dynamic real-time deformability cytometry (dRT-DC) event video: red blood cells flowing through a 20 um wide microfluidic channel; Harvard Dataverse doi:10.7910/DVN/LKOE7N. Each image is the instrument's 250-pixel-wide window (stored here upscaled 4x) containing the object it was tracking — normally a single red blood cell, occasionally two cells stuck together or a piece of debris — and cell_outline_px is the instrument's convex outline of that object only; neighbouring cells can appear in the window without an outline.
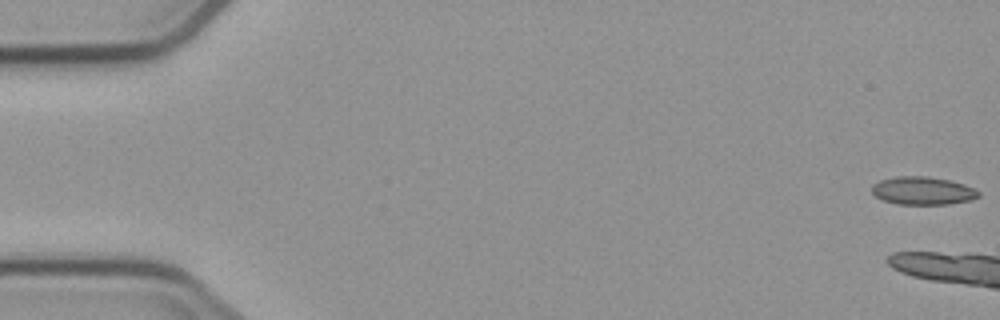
{"species": "common noctule bat (a hibernating species)", "species_latin": "Nyctalus noctula", "temperature_condition": "cold", "stored_images_in_passage": 6, "camera_frame_rate_fps": 3000, "um_per_image_px": 0.085, "animal": {"sex": "male", "body_mass_g": 23.1, "forearm_length_mm": 52.7}, "frame": {"image": 1, "passage_image": 1, "time_ms": 0.0, "image_size_px": [1000, 320], "cell_outline_px": [[980, 196], [972, 200], [948, 204], [896, 204], [884, 200], [876, 196], [872, 192], [872, 184], [880, 180], [896, 176], [928, 176], [948, 180], [964, 184], [980, 192]], "centroid_in_image_um": [78.43, 16.21], "position_along_channel_um": 6.6, "area_um2": 17.4}}